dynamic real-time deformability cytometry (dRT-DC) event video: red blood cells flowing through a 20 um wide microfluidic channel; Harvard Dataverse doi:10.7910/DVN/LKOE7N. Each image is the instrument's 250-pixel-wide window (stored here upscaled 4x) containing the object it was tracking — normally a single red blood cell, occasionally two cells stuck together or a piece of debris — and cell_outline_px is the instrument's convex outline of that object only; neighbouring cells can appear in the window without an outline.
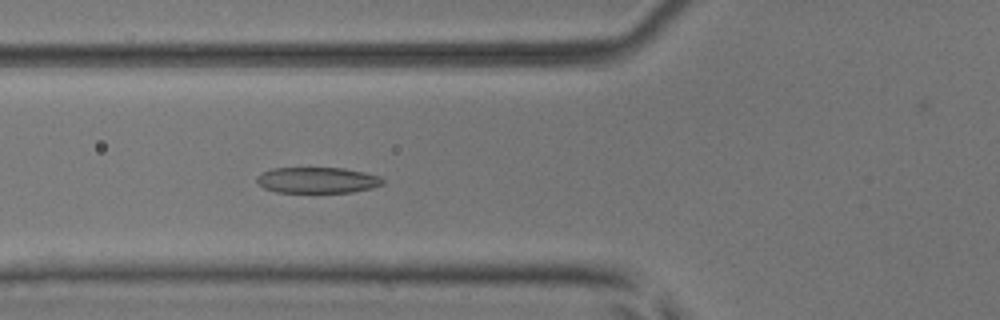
{"species": "common noctule bat (a hibernating species)", "species_latin": "Nyctalus noctula", "temperature_condition": "room temperature", "stored_images_in_passage": 53, "camera_frame_rate_fps": 3000, "um_per_image_px": 0.085, "animal": {"sex": "male", "body_mass_g": 17.9, "forearm_length_mm": 54.2}, "frame": {"image": 1, "passage_image": 20, "time_ms": 6.333, "image_size_px": [1000, 320], "cell_outline_px": [[384, 184], [372, 188], [352, 192], [276, 192], [264, 188], [256, 180], [256, 176], [260, 172], [272, 168], [344, 168], [364, 172], [380, 176], [384, 180]], "centroid_in_image_um": [26.97, 15.31], "position_along_channel_um": 98.8, "area_um2": 19.13}}
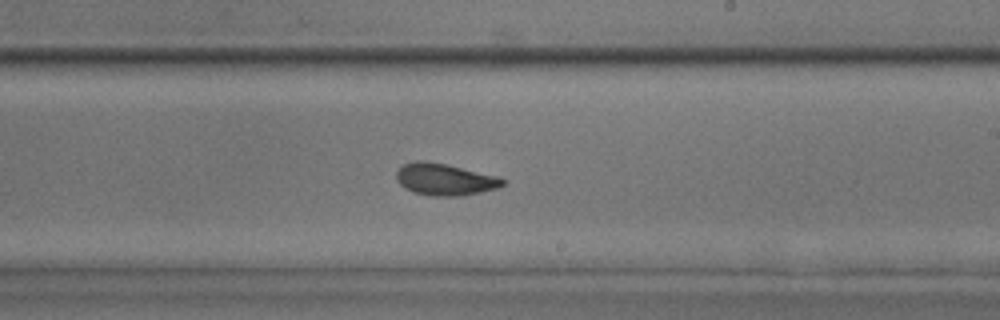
{"frame": {"image": 2, "passage_image": 32, "time_ms": 10.333, "image_size_px": [1000, 320], "cell_outline_px": [[508, 180], [500, 188], [460, 196], [432, 196], [412, 192], [404, 188], [396, 180], [396, 172], [404, 164], [416, 160], [420, 160], [444, 164], [500, 176]], "centroid_in_image_um": [37.84, 15.26], "position_along_channel_um": 251.2, "area_um2": 19.88}}
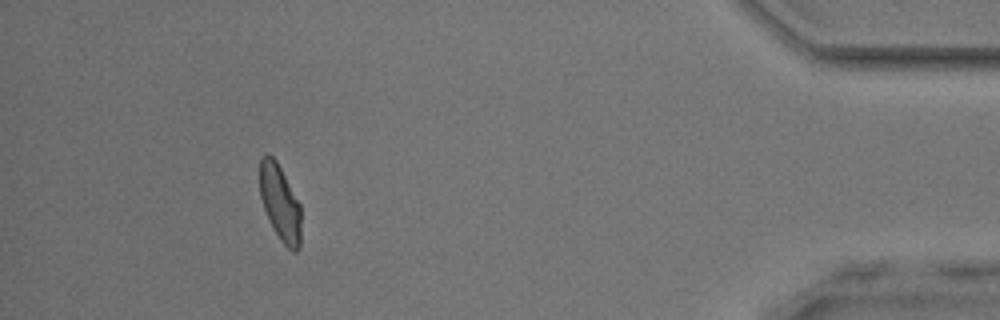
{"frame": {"image": 3, "passage_image": 49, "time_ms": 16.0, "image_size_px": [1000, 320], "cell_outline_px": [[300, 248], [296, 252], [292, 252], [280, 240], [272, 228], [264, 208], [260, 196], [260, 156], [268, 152], [276, 160], [300, 204]], "centroid_in_image_um": [23.79, 17.24], "position_along_channel_um": 411.4, "area_um2": 18.32}, "authors_computed_cell_mechanics": {"area_um2": 19.5364, "velocity_mm_per_s": 3.8261, "shape_relaxation_time_tau1_ms": 3.1022, "shape_relaxation_time_tau2_ms": 1.5775, "deformation_change_tau1": 0.1447, "deformation_change_tau2": 0.0853}}